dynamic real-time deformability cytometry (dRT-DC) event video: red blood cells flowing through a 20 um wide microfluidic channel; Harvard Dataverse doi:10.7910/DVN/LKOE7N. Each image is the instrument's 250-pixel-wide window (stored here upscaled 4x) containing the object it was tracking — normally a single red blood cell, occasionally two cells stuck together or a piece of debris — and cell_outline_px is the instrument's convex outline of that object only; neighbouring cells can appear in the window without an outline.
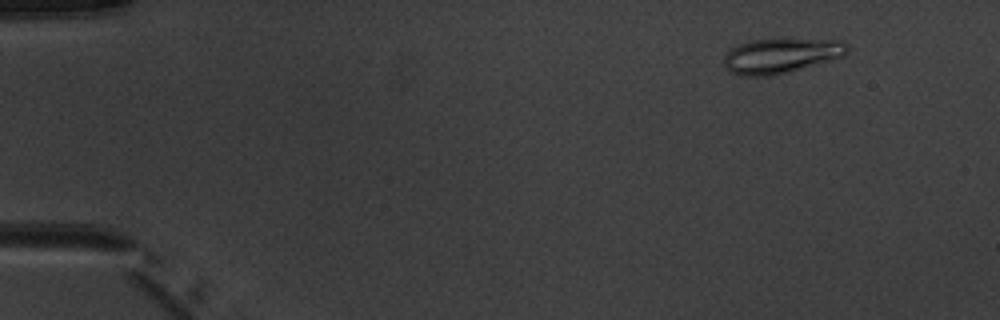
{"species": "common noctule bat (a hibernating species)", "species_latin": "Nyctalus noctula", "temperature_condition": "warm", "stored_images_in_passage": 3, "camera_frame_rate_fps": 3000, "um_per_image_px": 0.085, "animal": {"sex": "male", "body_mass_g": 20.1, "forearm_length_mm": 53.5}, "frame": {"image": 1, "passage_image": 1, "time_ms": 0.0, "image_size_px": [1000, 320], "cell_outline_px": [[848, 52], [844, 56], [784, 72], [768, 76], [744, 76], [728, 72], [724, 64], [724, 56], [732, 48], [748, 40], [840, 40], [848, 44]], "centroid_in_image_um": [66.34, 4.74], "position_along_channel_um": 18.7, "area_um2": 24.45}}